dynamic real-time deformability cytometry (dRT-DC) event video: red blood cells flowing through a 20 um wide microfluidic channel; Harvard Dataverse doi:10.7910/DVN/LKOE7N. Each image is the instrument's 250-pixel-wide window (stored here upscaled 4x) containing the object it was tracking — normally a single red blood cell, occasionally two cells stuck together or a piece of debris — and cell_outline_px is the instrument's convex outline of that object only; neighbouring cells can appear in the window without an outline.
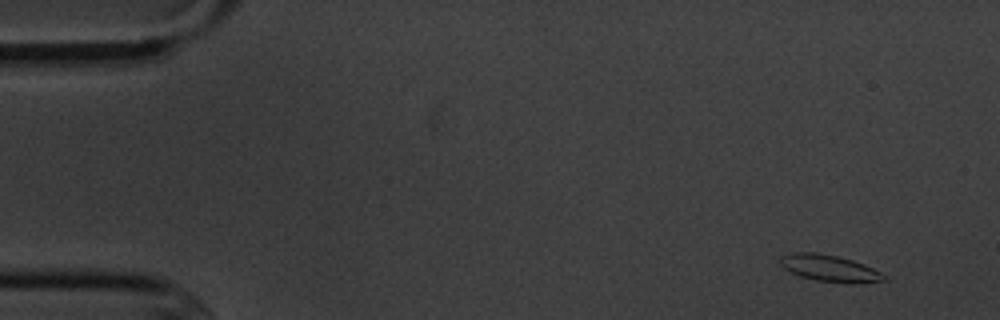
{"species": "common noctule bat (a hibernating species)", "species_latin": "Nyctalus noctula", "temperature_condition": "cold", "stored_images_in_passage": 5, "camera_frame_rate_fps": 3000, "um_per_image_px": 0.085, "animal": {"sex": "male", "body_mass_g": 20.1, "forearm_length_mm": 53.5}, "frame": {"image": 1, "passage_image": 1, "time_ms": 0.0, "image_size_px": [1000, 320], "cell_outline_px": [[888, 280], [856, 284], [848, 284], [816, 280], [800, 276], [784, 268], [780, 264], [780, 256], [792, 252], [816, 252], [836, 256], [852, 260], [864, 264], [888, 276]], "centroid_in_image_um": [70.55, 22.81], "position_along_channel_um": 14.5, "area_um2": 16.3}}
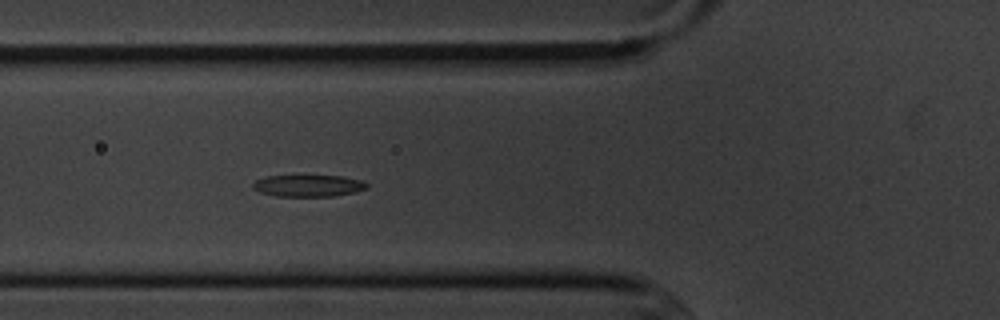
{"frame": {"image": 2, "passage_image": 5, "time_ms": 5.333, "image_size_px": [1000, 320], "cell_outline_px": [[368, 188], [356, 192], [332, 196], [276, 196], [260, 192], [252, 188], [252, 184], [256, 180], [264, 176], [344, 176], [360, 180], [368, 184]], "centroid_in_image_um": [26.2, 15.78], "position_along_channel_um": 99.6, "area_um2": 14.45}}